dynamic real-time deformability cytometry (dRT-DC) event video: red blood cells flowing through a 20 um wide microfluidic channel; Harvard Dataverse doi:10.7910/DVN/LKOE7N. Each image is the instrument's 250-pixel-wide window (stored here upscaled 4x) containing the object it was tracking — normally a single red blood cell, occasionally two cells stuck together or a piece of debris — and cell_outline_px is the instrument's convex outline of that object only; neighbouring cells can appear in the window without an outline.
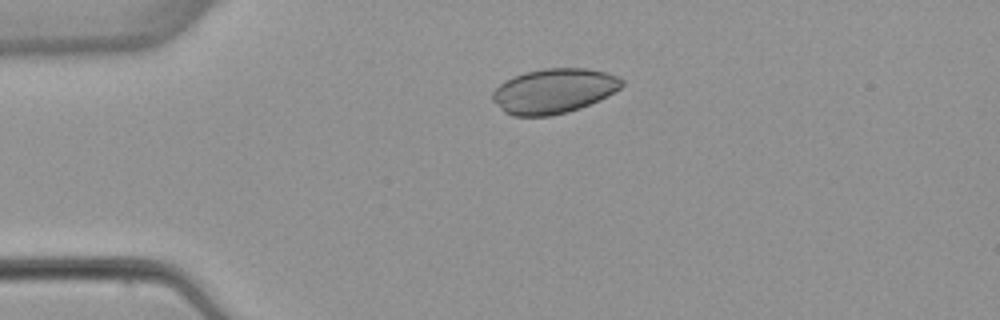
{"species": "common noctule bat (a hibernating species)", "species_latin": "Nyctalus noctula", "temperature_condition": "warm", "stored_images_in_passage": 2, "camera_frame_rate_fps": 3000, "um_per_image_px": 0.085, "animal": {"sex": "female", "body_mass_g": 22.7, "forearm_length_mm": 54.2}, "frame": {"image": 1, "passage_image": 1, "time_ms": 0.0, "image_size_px": [1000, 320], "cell_outline_px": [[624, 84], [620, 88], [580, 108], [568, 112], [548, 116], [512, 116], [504, 112], [492, 100], [492, 92], [500, 84], [512, 76], [524, 72], [544, 68], [588, 68], [620, 76], [624, 80]], "centroid_in_image_um": [47.04, 7.72], "position_along_channel_um": 38.0, "area_um2": 33.7}}